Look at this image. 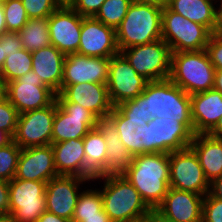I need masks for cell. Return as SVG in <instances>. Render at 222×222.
I'll return each mask as SVG.
<instances>
[{
	"label": "cell",
	"instance_id": "6da1fadb",
	"mask_svg": "<svg viewBox=\"0 0 222 222\" xmlns=\"http://www.w3.org/2000/svg\"><path fill=\"white\" fill-rule=\"evenodd\" d=\"M124 176L152 210L162 203L169 186V153L134 156Z\"/></svg>",
	"mask_w": 222,
	"mask_h": 222
},
{
	"label": "cell",
	"instance_id": "7a4b0ae2",
	"mask_svg": "<svg viewBox=\"0 0 222 222\" xmlns=\"http://www.w3.org/2000/svg\"><path fill=\"white\" fill-rule=\"evenodd\" d=\"M164 3L132 2L116 29L119 51L162 39Z\"/></svg>",
	"mask_w": 222,
	"mask_h": 222
},
{
	"label": "cell",
	"instance_id": "3957f363",
	"mask_svg": "<svg viewBox=\"0 0 222 222\" xmlns=\"http://www.w3.org/2000/svg\"><path fill=\"white\" fill-rule=\"evenodd\" d=\"M146 115L151 119L170 118L184 124L193 134L191 99L170 79L148 82L144 91Z\"/></svg>",
	"mask_w": 222,
	"mask_h": 222
},
{
	"label": "cell",
	"instance_id": "277c9868",
	"mask_svg": "<svg viewBox=\"0 0 222 222\" xmlns=\"http://www.w3.org/2000/svg\"><path fill=\"white\" fill-rule=\"evenodd\" d=\"M215 71L206 50L171 53L169 79L189 95L213 89Z\"/></svg>",
	"mask_w": 222,
	"mask_h": 222
},
{
	"label": "cell",
	"instance_id": "5b68a950",
	"mask_svg": "<svg viewBox=\"0 0 222 222\" xmlns=\"http://www.w3.org/2000/svg\"><path fill=\"white\" fill-rule=\"evenodd\" d=\"M139 155L171 153L191 144L194 134L178 120L153 117L143 126H137Z\"/></svg>",
	"mask_w": 222,
	"mask_h": 222
},
{
	"label": "cell",
	"instance_id": "8992f818",
	"mask_svg": "<svg viewBox=\"0 0 222 222\" xmlns=\"http://www.w3.org/2000/svg\"><path fill=\"white\" fill-rule=\"evenodd\" d=\"M101 178L105 180L104 188L100 190L103 208L112 222H125L153 212L124 175L94 179Z\"/></svg>",
	"mask_w": 222,
	"mask_h": 222
},
{
	"label": "cell",
	"instance_id": "52a82bcc",
	"mask_svg": "<svg viewBox=\"0 0 222 222\" xmlns=\"http://www.w3.org/2000/svg\"><path fill=\"white\" fill-rule=\"evenodd\" d=\"M211 34L205 26L186 19L164 4L162 39L169 45L171 53L205 50Z\"/></svg>",
	"mask_w": 222,
	"mask_h": 222
},
{
	"label": "cell",
	"instance_id": "ba28073f",
	"mask_svg": "<svg viewBox=\"0 0 222 222\" xmlns=\"http://www.w3.org/2000/svg\"><path fill=\"white\" fill-rule=\"evenodd\" d=\"M42 181H9V216L13 222H37L46 210L45 189Z\"/></svg>",
	"mask_w": 222,
	"mask_h": 222
},
{
	"label": "cell",
	"instance_id": "9c48e42d",
	"mask_svg": "<svg viewBox=\"0 0 222 222\" xmlns=\"http://www.w3.org/2000/svg\"><path fill=\"white\" fill-rule=\"evenodd\" d=\"M120 53L138 75L143 76L149 82L169 79L171 50L163 39L132 46L121 50Z\"/></svg>",
	"mask_w": 222,
	"mask_h": 222
},
{
	"label": "cell",
	"instance_id": "30bf717a",
	"mask_svg": "<svg viewBox=\"0 0 222 222\" xmlns=\"http://www.w3.org/2000/svg\"><path fill=\"white\" fill-rule=\"evenodd\" d=\"M56 94L32 70L6 83L4 92V96L19 114L51 105L56 100Z\"/></svg>",
	"mask_w": 222,
	"mask_h": 222
},
{
	"label": "cell",
	"instance_id": "8fae6325",
	"mask_svg": "<svg viewBox=\"0 0 222 222\" xmlns=\"http://www.w3.org/2000/svg\"><path fill=\"white\" fill-rule=\"evenodd\" d=\"M169 186L203 196L210 191V183L190 147L169 154Z\"/></svg>",
	"mask_w": 222,
	"mask_h": 222
},
{
	"label": "cell",
	"instance_id": "7c38bea8",
	"mask_svg": "<svg viewBox=\"0 0 222 222\" xmlns=\"http://www.w3.org/2000/svg\"><path fill=\"white\" fill-rule=\"evenodd\" d=\"M98 118L77 103L57 102L51 144L83 138L97 127Z\"/></svg>",
	"mask_w": 222,
	"mask_h": 222
},
{
	"label": "cell",
	"instance_id": "4fadbf2b",
	"mask_svg": "<svg viewBox=\"0 0 222 222\" xmlns=\"http://www.w3.org/2000/svg\"><path fill=\"white\" fill-rule=\"evenodd\" d=\"M57 100L47 107L19 114L13 141L21 149L51 144Z\"/></svg>",
	"mask_w": 222,
	"mask_h": 222
},
{
	"label": "cell",
	"instance_id": "5bb4252c",
	"mask_svg": "<svg viewBox=\"0 0 222 222\" xmlns=\"http://www.w3.org/2000/svg\"><path fill=\"white\" fill-rule=\"evenodd\" d=\"M148 80L138 75L126 58L118 53L110 58L107 88L114 107L139 96L148 84Z\"/></svg>",
	"mask_w": 222,
	"mask_h": 222
},
{
	"label": "cell",
	"instance_id": "9a60e30c",
	"mask_svg": "<svg viewBox=\"0 0 222 222\" xmlns=\"http://www.w3.org/2000/svg\"><path fill=\"white\" fill-rule=\"evenodd\" d=\"M82 19L70 5H60L48 17L51 44L65 55L77 53Z\"/></svg>",
	"mask_w": 222,
	"mask_h": 222
},
{
	"label": "cell",
	"instance_id": "2e32d148",
	"mask_svg": "<svg viewBox=\"0 0 222 222\" xmlns=\"http://www.w3.org/2000/svg\"><path fill=\"white\" fill-rule=\"evenodd\" d=\"M56 100L77 103L91 111L98 119L108 117L114 108L106 84L84 82L61 85L60 92L56 94Z\"/></svg>",
	"mask_w": 222,
	"mask_h": 222
},
{
	"label": "cell",
	"instance_id": "e0dca14e",
	"mask_svg": "<svg viewBox=\"0 0 222 222\" xmlns=\"http://www.w3.org/2000/svg\"><path fill=\"white\" fill-rule=\"evenodd\" d=\"M77 53L88 57L111 58L120 53L116 29L94 17H83L81 38Z\"/></svg>",
	"mask_w": 222,
	"mask_h": 222
},
{
	"label": "cell",
	"instance_id": "ac0fdd59",
	"mask_svg": "<svg viewBox=\"0 0 222 222\" xmlns=\"http://www.w3.org/2000/svg\"><path fill=\"white\" fill-rule=\"evenodd\" d=\"M203 199V195L170 187L154 212L170 222H201Z\"/></svg>",
	"mask_w": 222,
	"mask_h": 222
},
{
	"label": "cell",
	"instance_id": "d6986e66",
	"mask_svg": "<svg viewBox=\"0 0 222 222\" xmlns=\"http://www.w3.org/2000/svg\"><path fill=\"white\" fill-rule=\"evenodd\" d=\"M89 179L78 176L58 175L46 183V210L55 215L70 220L80 195V184ZM79 193V194H78Z\"/></svg>",
	"mask_w": 222,
	"mask_h": 222
},
{
	"label": "cell",
	"instance_id": "ffe728a7",
	"mask_svg": "<svg viewBox=\"0 0 222 222\" xmlns=\"http://www.w3.org/2000/svg\"><path fill=\"white\" fill-rule=\"evenodd\" d=\"M110 58L88 57L79 53L68 54L63 65L62 85L79 83L107 84Z\"/></svg>",
	"mask_w": 222,
	"mask_h": 222
},
{
	"label": "cell",
	"instance_id": "44dd1931",
	"mask_svg": "<svg viewBox=\"0 0 222 222\" xmlns=\"http://www.w3.org/2000/svg\"><path fill=\"white\" fill-rule=\"evenodd\" d=\"M58 176L51 144L21 149L14 178L48 182Z\"/></svg>",
	"mask_w": 222,
	"mask_h": 222
},
{
	"label": "cell",
	"instance_id": "7402d4cb",
	"mask_svg": "<svg viewBox=\"0 0 222 222\" xmlns=\"http://www.w3.org/2000/svg\"><path fill=\"white\" fill-rule=\"evenodd\" d=\"M195 134H207L222 117V93L216 89L190 95Z\"/></svg>",
	"mask_w": 222,
	"mask_h": 222
},
{
	"label": "cell",
	"instance_id": "603a6c76",
	"mask_svg": "<svg viewBox=\"0 0 222 222\" xmlns=\"http://www.w3.org/2000/svg\"><path fill=\"white\" fill-rule=\"evenodd\" d=\"M97 127L106 142V170L98 177L120 176L127 172L132 155L120 140L114 123L108 118L98 119Z\"/></svg>",
	"mask_w": 222,
	"mask_h": 222
},
{
	"label": "cell",
	"instance_id": "cb8c5ba5",
	"mask_svg": "<svg viewBox=\"0 0 222 222\" xmlns=\"http://www.w3.org/2000/svg\"><path fill=\"white\" fill-rule=\"evenodd\" d=\"M31 54L33 61L32 71L39 76L45 85L59 93L66 55L53 45L33 51Z\"/></svg>",
	"mask_w": 222,
	"mask_h": 222
},
{
	"label": "cell",
	"instance_id": "d4e9b609",
	"mask_svg": "<svg viewBox=\"0 0 222 222\" xmlns=\"http://www.w3.org/2000/svg\"><path fill=\"white\" fill-rule=\"evenodd\" d=\"M58 175L78 176L86 179L83 138L51 144Z\"/></svg>",
	"mask_w": 222,
	"mask_h": 222
},
{
	"label": "cell",
	"instance_id": "484cf974",
	"mask_svg": "<svg viewBox=\"0 0 222 222\" xmlns=\"http://www.w3.org/2000/svg\"><path fill=\"white\" fill-rule=\"evenodd\" d=\"M189 147L195 152L209 183L222 176V138L195 134Z\"/></svg>",
	"mask_w": 222,
	"mask_h": 222
},
{
	"label": "cell",
	"instance_id": "4316f807",
	"mask_svg": "<svg viewBox=\"0 0 222 222\" xmlns=\"http://www.w3.org/2000/svg\"><path fill=\"white\" fill-rule=\"evenodd\" d=\"M215 0H165L164 4L186 19L205 26L211 33L216 26Z\"/></svg>",
	"mask_w": 222,
	"mask_h": 222
},
{
	"label": "cell",
	"instance_id": "83f0119b",
	"mask_svg": "<svg viewBox=\"0 0 222 222\" xmlns=\"http://www.w3.org/2000/svg\"><path fill=\"white\" fill-rule=\"evenodd\" d=\"M86 179L92 180L106 170V142L98 127L91 129L84 137Z\"/></svg>",
	"mask_w": 222,
	"mask_h": 222
},
{
	"label": "cell",
	"instance_id": "f1b7e54d",
	"mask_svg": "<svg viewBox=\"0 0 222 222\" xmlns=\"http://www.w3.org/2000/svg\"><path fill=\"white\" fill-rule=\"evenodd\" d=\"M23 48L33 52L51 44L48 18H31L18 32Z\"/></svg>",
	"mask_w": 222,
	"mask_h": 222
},
{
	"label": "cell",
	"instance_id": "f546056e",
	"mask_svg": "<svg viewBox=\"0 0 222 222\" xmlns=\"http://www.w3.org/2000/svg\"><path fill=\"white\" fill-rule=\"evenodd\" d=\"M32 64V54L24 48L7 56L3 67L4 84L24 76L32 70Z\"/></svg>",
	"mask_w": 222,
	"mask_h": 222
},
{
	"label": "cell",
	"instance_id": "4dcf8cb0",
	"mask_svg": "<svg viewBox=\"0 0 222 222\" xmlns=\"http://www.w3.org/2000/svg\"><path fill=\"white\" fill-rule=\"evenodd\" d=\"M108 118L114 123L119 133L120 140L128 149L132 157L139 155V146L137 133L135 132L138 125H134L125 117L116 107L113 108Z\"/></svg>",
	"mask_w": 222,
	"mask_h": 222
},
{
	"label": "cell",
	"instance_id": "1f68e13d",
	"mask_svg": "<svg viewBox=\"0 0 222 222\" xmlns=\"http://www.w3.org/2000/svg\"><path fill=\"white\" fill-rule=\"evenodd\" d=\"M131 3L132 0H105L94 18L117 29L126 16Z\"/></svg>",
	"mask_w": 222,
	"mask_h": 222
},
{
	"label": "cell",
	"instance_id": "d6a6232c",
	"mask_svg": "<svg viewBox=\"0 0 222 222\" xmlns=\"http://www.w3.org/2000/svg\"><path fill=\"white\" fill-rule=\"evenodd\" d=\"M104 210L100 190L88 189L80 193L73 217L99 216Z\"/></svg>",
	"mask_w": 222,
	"mask_h": 222
},
{
	"label": "cell",
	"instance_id": "836d02e7",
	"mask_svg": "<svg viewBox=\"0 0 222 222\" xmlns=\"http://www.w3.org/2000/svg\"><path fill=\"white\" fill-rule=\"evenodd\" d=\"M21 148L12 141L0 147V180L11 181L16 173Z\"/></svg>",
	"mask_w": 222,
	"mask_h": 222
},
{
	"label": "cell",
	"instance_id": "e575fe53",
	"mask_svg": "<svg viewBox=\"0 0 222 222\" xmlns=\"http://www.w3.org/2000/svg\"><path fill=\"white\" fill-rule=\"evenodd\" d=\"M116 108L134 125L143 126L151 120L146 115L145 95L143 93L132 100L118 104Z\"/></svg>",
	"mask_w": 222,
	"mask_h": 222
},
{
	"label": "cell",
	"instance_id": "d590c367",
	"mask_svg": "<svg viewBox=\"0 0 222 222\" xmlns=\"http://www.w3.org/2000/svg\"><path fill=\"white\" fill-rule=\"evenodd\" d=\"M7 32H19L28 21V15L21 0L3 3Z\"/></svg>",
	"mask_w": 222,
	"mask_h": 222
},
{
	"label": "cell",
	"instance_id": "8d00e7d4",
	"mask_svg": "<svg viewBox=\"0 0 222 222\" xmlns=\"http://www.w3.org/2000/svg\"><path fill=\"white\" fill-rule=\"evenodd\" d=\"M28 18H48L61 4L57 0H21Z\"/></svg>",
	"mask_w": 222,
	"mask_h": 222
},
{
	"label": "cell",
	"instance_id": "74e56055",
	"mask_svg": "<svg viewBox=\"0 0 222 222\" xmlns=\"http://www.w3.org/2000/svg\"><path fill=\"white\" fill-rule=\"evenodd\" d=\"M19 113L5 96L0 99V129L14 136Z\"/></svg>",
	"mask_w": 222,
	"mask_h": 222
},
{
	"label": "cell",
	"instance_id": "f35d334b",
	"mask_svg": "<svg viewBox=\"0 0 222 222\" xmlns=\"http://www.w3.org/2000/svg\"><path fill=\"white\" fill-rule=\"evenodd\" d=\"M201 222H222V200L209 192L204 196Z\"/></svg>",
	"mask_w": 222,
	"mask_h": 222
},
{
	"label": "cell",
	"instance_id": "ab89813d",
	"mask_svg": "<svg viewBox=\"0 0 222 222\" xmlns=\"http://www.w3.org/2000/svg\"><path fill=\"white\" fill-rule=\"evenodd\" d=\"M206 52L216 70H222V37L211 34Z\"/></svg>",
	"mask_w": 222,
	"mask_h": 222
},
{
	"label": "cell",
	"instance_id": "60d3db41",
	"mask_svg": "<svg viewBox=\"0 0 222 222\" xmlns=\"http://www.w3.org/2000/svg\"><path fill=\"white\" fill-rule=\"evenodd\" d=\"M105 0H73L70 6L82 17H94Z\"/></svg>",
	"mask_w": 222,
	"mask_h": 222
},
{
	"label": "cell",
	"instance_id": "b9f144b4",
	"mask_svg": "<svg viewBox=\"0 0 222 222\" xmlns=\"http://www.w3.org/2000/svg\"><path fill=\"white\" fill-rule=\"evenodd\" d=\"M0 45L3 46L4 55L7 57L13 52L23 49L18 32H6L0 37Z\"/></svg>",
	"mask_w": 222,
	"mask_h": 222
},
{
	"label": "cell",
	"instance_id": "7bdbcfd3",
	"mask_svg": "<svg viewBox=\"0 0 222 222\" xmlns=\"http://www.w3.org/2000/svg\"><path fill=\"white\" fill-rule=\"evenodd\" d=\"M9 216V181L0 180V217Z\"/></svg>",
	"mask_w": 222,
	"mask_h": 222
},
{
	"label": "cell",
	"instance_id": "ee69618b",
	"mask_svg": "<svg viewBox=\"0 0 222 222\" xmlns=\"http://www.w3.org/2000/svg\"><path fill=\"white\" fill-rule=\"evenodd\" d=\"M72 222H112L107 215V213L103 210L99 216H91V217H72Z\"/></svg>",
	"mask_w": 222,
	"mask_h": 222
},
{
	"label": "cell",
	"instance_id": "f6af8a7d",
	"mask_svg": "<svg viewBox=\"0 0 222 222\" xmlns=\"http://www.w3.org/2000/svg\"><path fill=\"white\" fill-rule=\"evenodd\" d=\"M209 193L219 199L222 200V176L218 177L216 179H214L211 183H210V191Z\"/></svg>",
	"mask_w": 222,
	"mask_h": 222
},
{
	"label": "cell",
	"instance_id": "bcb514c9",
	"mask_svg": "<svg viewBox=\"0 0 222 222\" xmlns=\"http://www.w3.org/2000/svg\"><path fill=\"white\" fill-rule=\"evenodd\" d=\"M37 222H71L65 218L59 217L54 213L45 210L42 215L38 218Z\"/></svg>",
	"mask_w": 222,
	"mask_h": 222
},
{
	"label": "cell",
	"instance_id": "7dc6e473",
	"mask_svg": "<svg viewBox=\"0 0 222 222\" xmlns=\"http://www.w3.org/2000/svg\"><path fill=\"white\" fill-rule=\"evenodd\" d=\"M220 8L217 9L216 26L212 34L222 37V1H220Z\"/></svg>",
	"mask_w": 222,
	"mask_h": 222
},
{
	"label": "cell",
	"instance_id": "c3c4849f",
	"mask_svg": "<svg viewBox=\"0 0 222 222\" xmlns=\"http://www.w3.org/2000/svg\"><path fill=\"white\" fill-rule=\"evenodd\" d=\"M207 134L215 138H222V117Z\"/></svg>",
	"mask_w": 222,
	"mask_h": 222
},
{
	"label": "cell",
	"instance_id": "681fc988",
	"mask_svg": "<svg viewBox=\"0 0 222 222\" xmlns=\"http://www.w3.org/2000/svg\"><path fill=\"white\" fill-rule=\"evenodd\" d=\"M7 32L3 4L0 3V37Z\"/></svg>",
	"mask_w": 222,
	"mask_h": 222
},
{
	"label": "cell",
	"instance_id": "f907efd6",
	"mask_svg": "<svg viewBox=\"0 0 222 222\" xmlns=\"http://www.w3.org/2000/svg\"><path fill=\"white\" fill-rule=\"evenodd\" d=\"M12 141H13V137L9 133L0 129V147L8 145Z\"/></svg>",
	"mask_w": 222,
	"mask_h": 222
},
{
	"label": "cell",
	"instance_id": "816d5d0a",
	"mask_svg": "<svg viewBox=\"0 0 222 222\" xmlns=\"http://www.w3.org/2000/svg\"><path fill=\"white\" fill-rule=\"evenodd\" d=\"M214 89L222 93V70L215 71Z\"/></svg>",
	"mask_w": 222,
	"mask_h": 222
},
{
	"label": "cell",
	"instance_id": "f5cc1de1",
	"mask_svg": "<svg viewBox=\"0 0 222 222\" xmlns=\"http://www.w3.org/2000/svg\"><path fill=\"white\" fill-rule=\"evenodd\" d=\"M125 222H154V211L152 213L148 214L147 216L140 217V218L133 219V220H128Z\"/></svg>",
	"mask_w": 222,
	"mask_h": 222
},
{
	"label": "cell",
	"instance_id": "db71d44e",
	"mask_svg": "<svg viewBox=\"0 0 222 222\" xmlns=\"http://www.w3.org/2000/svg\"><path fill=\"white\" fill-rule=\"evenodd\" d=\"M6 56L4 55L3 46L0 45V78L3 80V67Z\"/></svg>",
	"mask_w": 222,
	"mask_h": 222
},
{
	"label": "cell",
	"instance_id": "11a10c76",
	"mask_svg": "<svg viewBox=\"0 0 222 222\" xmlns=\"http://www.w3.org/2000/svg\"><path fill=\"white\" fill-rule=\"evenodd\" d=\"M4 92H5V84L2 78H0V99L4 96Z\"/></svg>",
	"mask_w": 222,
	"mask_h": 222
},
{
	"label": "cell",
	"instance_id": "9f6ffc18",
	"mask_svg": "<svg viewBox=\"0 0 222 222\" xmlns=\"http://www.w3.org/2000/svg\"><path fill=\"white\" fill-rule=\"evenodd\" d=\"M132 2H142V3H145V2L164 3L165 0H132Z\"/></svg>",
	"mask_w": 222,
	"mask_h": 222
},
{
	"label": "cell",
	"instance_id": "6f0895ef",
	"mask_svg": "<svg viewBox=\"0 0 222 222\" xmlns=\"http://www.w3.org/2000/svg\"><path fill=\"white\" fill-rule=\"evenodd\" d=\"M0 222H13L10 216L0 217Z\"/></svg>",
	"mask_w": 222,
	"mask_h": 222
},
{
	"label": "cell",
	"instance_id": "680465c9",
	"mask_svg": "<svg viewBox=\"0 0 222 222\" xmlns=\"http://www.w3.org/2000/svg\"><path fill=\"white\" fill-rule=\"evenodd\" d=\"M61 5H70L73 0H57Z\"/></svg>",
	"mask_w": 222,
	"mask_h": 222
},
{
	"label": "cell",
	"instance_id": "91938a15",
	"mask_svg": "<svg viewBox=\"0 0 222 222\" xmlns=\"http://www.w3.org/2000/svg\"><path fill=\"white\" fill-rule=\"evenodd\" d=\"M154 222H170V221L163 220L162 218L158 217L154 212Z\"/></svg>",
	"mask_w": 222,
	"mask_h": 222
},
{
	"label": "cell",
	"instance_id": "94428289",
	"mask_svg": "<svg viewBox=\"0 0 222 222\" xmlns=\"http://www.w3.org/2000/svg\"><path fill=\"white\" fill-rule=\"evenodd\" d=\"M8 0H0V3H5V2H7Z\"/></svg>",
	"mask_w": 222,
	"mask_h": 222
}]
</instances>
